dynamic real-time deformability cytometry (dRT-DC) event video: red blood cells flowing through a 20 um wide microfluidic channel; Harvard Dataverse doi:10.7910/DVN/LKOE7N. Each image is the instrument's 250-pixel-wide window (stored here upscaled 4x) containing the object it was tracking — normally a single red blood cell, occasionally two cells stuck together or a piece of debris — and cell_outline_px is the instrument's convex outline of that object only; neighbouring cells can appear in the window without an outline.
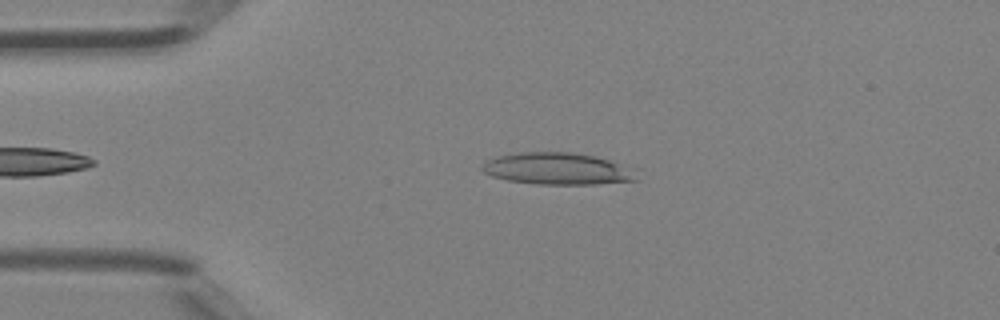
{"species": "Egyptian fruit bat (a non-hibernating species)", "species_latin": "Rousettus aegyptiacus", "temperature_condition": "room temperature", "stored_images_in_passage": 5, "camera_frame_rate_fps": 3000, "um_per_image_px": 0.085, "animal": {"sex": "female"}, "frame": {"image": 1, "passage_image": 5, "time_ms": 1.333, "image_size_px": [1000, 320], "cell_outline_px": [[640, 180], [596, 184], [536, 184], [508, 180], [492, 176], [484, 172], [480, 168], [488, 160], [496, 156], [516, 152], [572, 152], [596, 156], [640, 168]], "centroid_in_image_um": [47.53, 14.34], "position_along_channel_um": 37.5, "area_um2": 29.42}}